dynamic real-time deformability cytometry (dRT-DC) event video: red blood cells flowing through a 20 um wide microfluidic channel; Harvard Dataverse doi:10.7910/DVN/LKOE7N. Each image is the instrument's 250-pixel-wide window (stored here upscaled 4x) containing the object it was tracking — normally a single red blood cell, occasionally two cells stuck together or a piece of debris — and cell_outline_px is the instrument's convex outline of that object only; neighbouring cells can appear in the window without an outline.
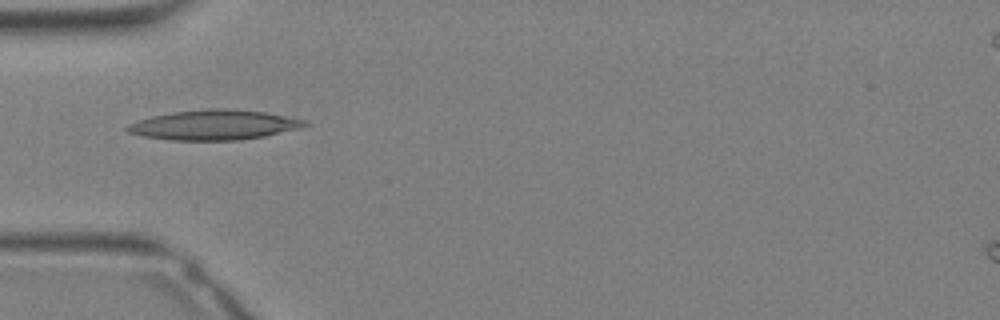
{"species": "Egyptian fruit bat (a non-hibernating species)", "species_latin": "Rousettus aegyptiacus", "temperature_condition": "warm", "stored_images_in_passage": 21, "camera_frame_rate_fps": 3000, "um_per_image_px": 0.085, "animal": {"sex": "female"}, "frame": {"image": 1, "passage_image": 3, "time_ms": 0.667, "image_size_px": [1000, 320], "cell_outline_px": [[312, 124], [300, 128], [264, 136], [240, 140], [172, 140], [144, 136], [128, 132], [124, 128], [128, 124], [152, 116], [172, 112], [208, 108], [224, 108], [264, 112], [308, 120]], "centroid_in_image_um": [18.23, 10.61], "position_along_channel_um": 66.8, "area_um2": 30.92}}
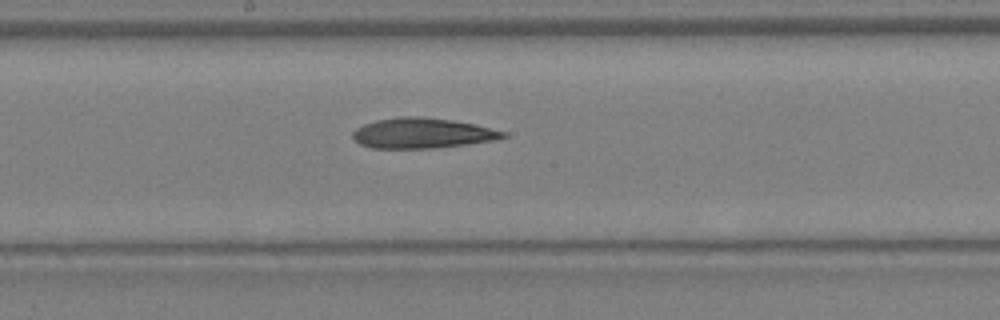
{"frame": {"image": 2, "passage_image": 10, "time_ms": 3.0, "image_size_px": [1000, 320], "cell_outline_px": [[508, 136], [496, 140], [432, 148], [372, 148], [360, 144], [352, 140], [352, 132], [356, 128], [364, 124], [376, 120], [404, 116], [420, 116], [452, 120], [476, 124], [508, 132]], "centroid_in_image_um": [35.89, 11.31], "position_along_channel_um": 212.3, "area_um2": 26.65}}
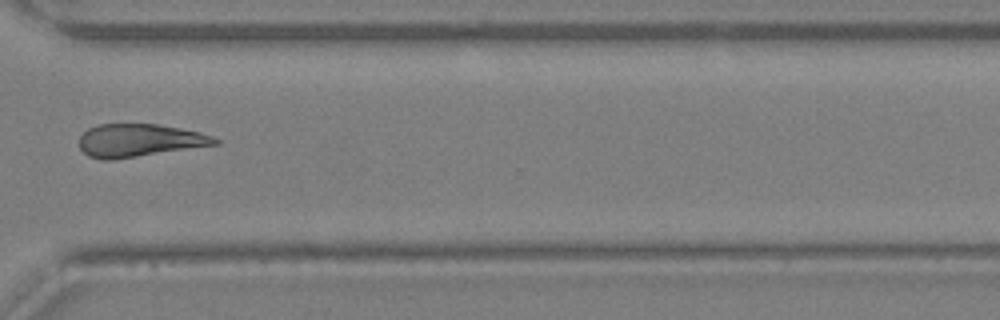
{"frame": {"image": 3, "passage_image": 17, "time_ms": 5.333, "image_size_px": [1000, 320], "cell_outline_px": [[220, 144], [112, 160], [100, 160], [88, 156], [80, 148], [80, 136], [88, 128], [96, 124], [156, 124], [180, 128], [200, 132], [212, 136], [220, 140]], "centroid_in_image_um": [11.84, 11.94], "position_along_channel_um": 358.8, "area_um2": 26.07}}